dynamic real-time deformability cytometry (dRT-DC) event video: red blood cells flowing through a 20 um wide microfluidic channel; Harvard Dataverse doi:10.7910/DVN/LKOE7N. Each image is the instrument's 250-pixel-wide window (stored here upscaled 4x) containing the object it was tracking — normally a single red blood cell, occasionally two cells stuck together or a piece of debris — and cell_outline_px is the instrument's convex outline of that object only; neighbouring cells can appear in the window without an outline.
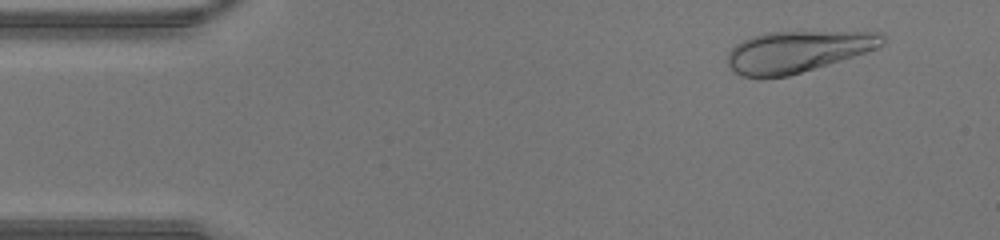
{"species": "human", "species_latin": "Homo sapiens", "temperature_condition": "warm", "stored_images_in_passage": 44, "camera_frame_rate_fps": 3000, "um_per_image_px": 0.085, "donor": {"sex": "male"}, "frame": {"image": 1, "passage_image": 4, "time_ms": 1.0, "image_size_px": [1000, 240], "cell_outline_px": [[884, 44], [868, 52], [788, 76], [740, 76], [728, 64], [728, 52], [736, 44], [752, 36], [768, 32], [884, 32]], "centroid_in_image_um": [67.83, 4.36], "position_along_channel_um": 17.2, "area_um2": 36.82}}
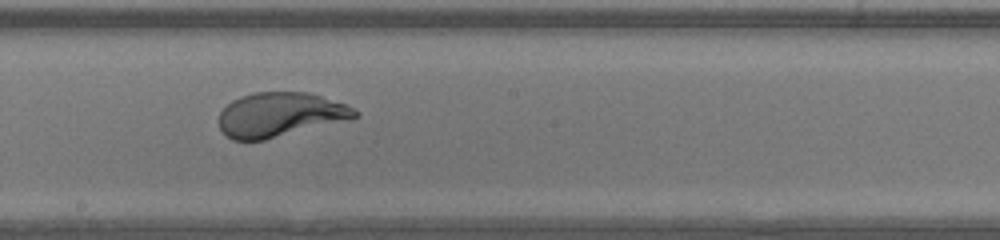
{"frame": {"image": 2, "passage_image": 24, "time_ms": 7.667, "image_size_px": [1000, 240], "cell_outline_px": [[360, 116], [264, 140], [232, 140], [220, 128], [220, 112], [232, 100], [240, 96], [252, 92], [308, 92], [344, 104], [360, 112]], "centroid_in_image_um": [23.77, 9.73], "position_along_channel_um": 224.4, "area_um2": 34.56}}
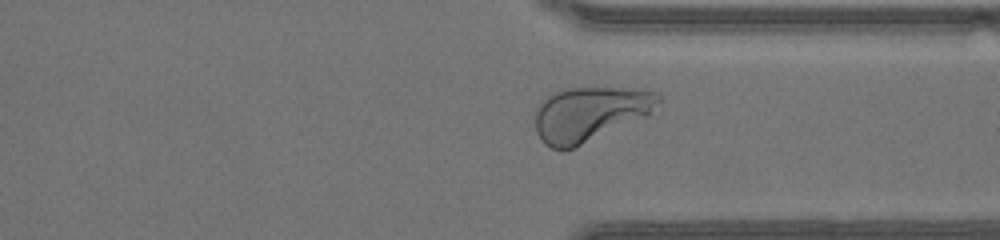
{"frame": {"image": 3, "passage_image": 33, "time_ms": 10.667, "image_size_px": [1000, 240], "cell_outline_px": [[660, 100], [648, 116], [572, 148], [552, 148], [544, 144], [536, 132], [532, 112], [540, 100], [544, 96], [552, 92], [568, 88], [644, 88], [660, 92]], "centroid_in_image_um": [50.1, 9.64], "position_along_channel_um": 361.3, "area_um2": 39.65}}